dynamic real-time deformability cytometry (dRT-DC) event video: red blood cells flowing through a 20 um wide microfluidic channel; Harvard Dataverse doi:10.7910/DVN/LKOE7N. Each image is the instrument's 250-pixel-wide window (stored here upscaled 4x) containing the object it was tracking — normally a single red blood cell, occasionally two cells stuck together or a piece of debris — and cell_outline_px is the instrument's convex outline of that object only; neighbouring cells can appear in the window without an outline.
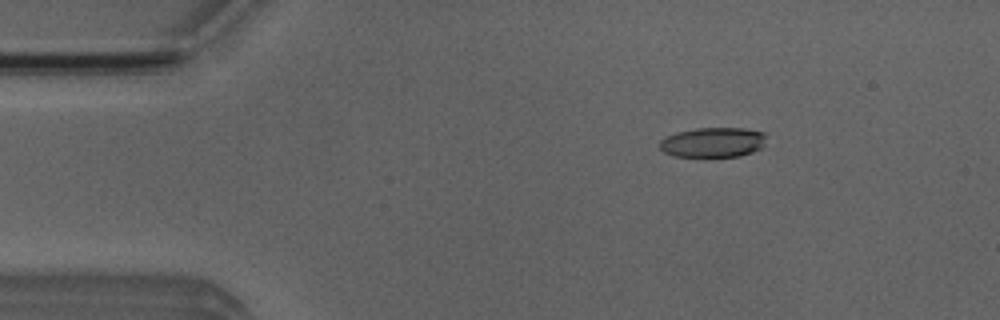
{"species": "Egyptian fruit bat (a non-hibernating species)", "species_latin": "Rousettus aegyptiacus", "temperature_condition": "room temperature", "stored_images_in_passage": 9, "camera_frame_rate_fps": 3000, "um_per_image_px": 0.085, "animal": {"sex": "male"}, "frame": {"image": 1, "passage_image": 1, "time_ms": 0.0, "image_size_px": [1000, 320], "cell_outline_px": [[756, 132], [752, 148], [744, 152], [732, 156], [688, 156], [692, 132]], "centroid_in_image_um": [61.24, 12.2], "position_along_channel_um": 23.8, "area_um2": 10.46}}